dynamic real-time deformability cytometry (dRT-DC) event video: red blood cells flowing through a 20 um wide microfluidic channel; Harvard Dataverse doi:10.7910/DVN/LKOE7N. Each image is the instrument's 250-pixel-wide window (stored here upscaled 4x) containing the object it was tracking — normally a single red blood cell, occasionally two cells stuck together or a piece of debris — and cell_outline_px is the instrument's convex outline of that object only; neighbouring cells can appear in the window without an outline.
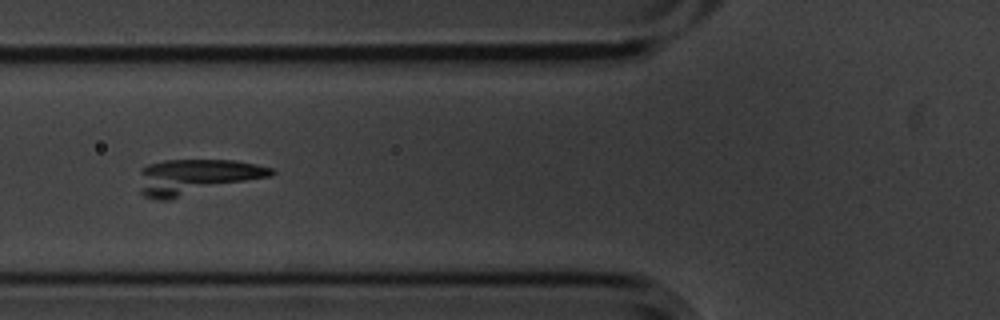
{"species": "common noctule bat (a hibernating species)", "species_latin": "Nyctalus noctula", "temperature_condition": "cold", "stored_images_in_passage": 10, "camera_frame_rate_fps": 3000, "um_per_image_px": 0.085, "animal": {"sex": "male", "body_mass_g": 20.1, "forearm_length_mm": 53.5}, "frame": {"image": 1, "passage_image": 5, "time_ms": 1.333, "image_size_px": [1000, 320], "cell_outline_px": [[276, 172], [272, 176], [168, 200], [156, 200], [144, 196], [140, 192], [140, 168], [148, 164], [164, 160], [236, 160], [276, 168]], "centroid_in_image_um": [16.69, 15.02], "position_along_channel_um": 109.1, "area_um2": 27.46}}
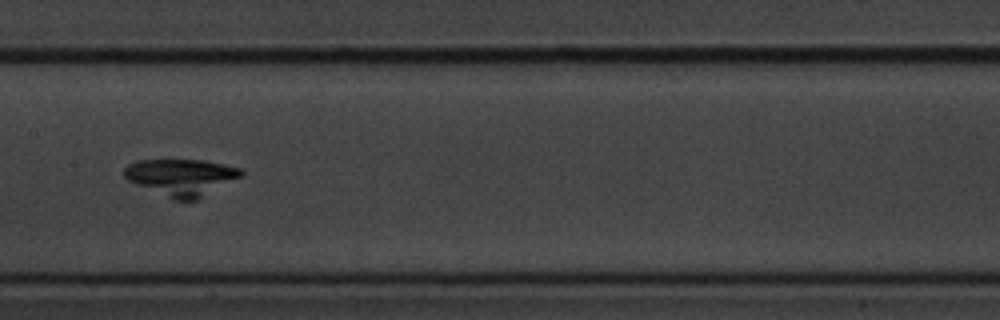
{"frame": {"image": 2, "passage_image": 7, "time_ms": 2.0, "image_size_px": [1000, 320], "cell_outline_px": [[244, 172], [240, 176], [200, 200], [172, 200], [136, 184], [128, 180], [124, 176], [124, 168], [128, 164], [136, 160], [204, 160], [224, 164], [240, 168]], "centroid_in_image_um": [15.4, 15.07], "position_along_channel_um": 192.0, "area_um2": 25.14}}
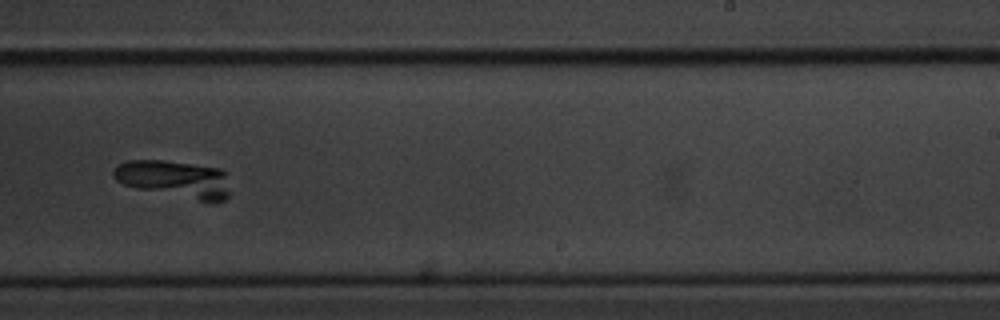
{"frame": {"image": 3, "passage_image": 9, "time_ms": 2.667, "image_size_px": [1000, 320], "cell_outline_px": [[228, 196], [224, 200], [212, 204], [136, 188], [124, 184], [116, 180], [112, 176], [112, 172], [120, 164], [128, 160], [160, 160], [220, 168], [224, 172], [228, 192]], "centroid_in_image_um": [14.84, 15.25], "position_along_channel_um": 274.2, "area_um2": 25.32}}